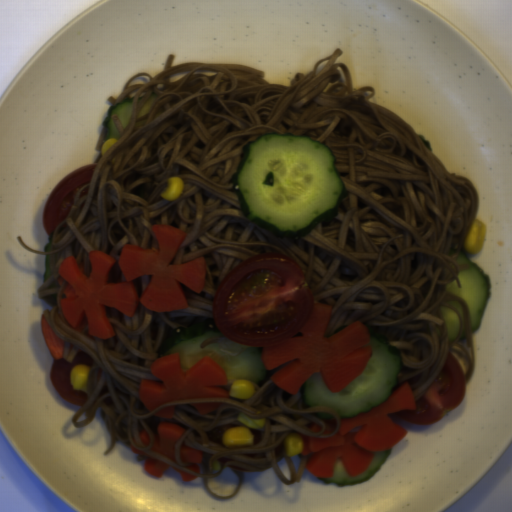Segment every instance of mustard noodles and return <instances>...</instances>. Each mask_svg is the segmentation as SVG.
<instances>
[{
    "mask_svg": "<svg viewBox=\"0 0 512 512\" xmlns=\"http://www.w3.org/2000/svg\"><path fill=\"white\" fill-rule=\"evenodd\" d=\"M343 49L320 60L308 74L296 73L288 86L266 81L264 71L241 63H181L167 55L163 71L152 76L138 73L125 84L112 106L134 98L126 127L118 115L112 122L120 134L113 147L102 154L107 141L103 125L95 149L98 151L91 181L75 194L66 219L49 234L44 251L49 255L50 275L37 291L51 306L44 310L51 330L64 340V356L72 362L77 353L93 360L86 402L73 415L75 428L87 425L98 408L111 445L116 442L201 478L203 488L214 499H232L242 485V472L272 469L283 484L300 481L311 454L287 456L284 440L289 433L318 439L338 433L341 418L328 405L306 407L299 391L291 394L272 380L285 364L269 369L263 384L247 399L230 396L238 379H228V397L177 400L150 412L140 398L142 379L163 382L151 371L157 348L172 331L213 319V302L226 275L240 262L262 254L284 256L302 271L312 304H328L330 318L324 336L332 337L354 322L365 325L368 334L388 337L401 356L400 370L392 392L407 382L414 400L426 391L442 371L447 356L458 360L465 385L475 371L476 355L467 302L447 291L446 285L468 270L459 264L467 233L478 215V191L473 182L449 172L435 156L429 142L405 119L371 102L374 86L354 89L352 74L336 62ZM191 70V71H190ZM190 71L169 81L170 75ZM148 75L147 84L129 85ZM151 92L159 95L150 112L137 113ZM306 135L327 145L337 160L345 189L339 213L301 237L277 238L248 220L233 188L243 144L260 135ZM180 176L181 195L166 200L161 194L167 179ZM170 226L186 233L172 265L198 256L206 259L205 286L199 294L180 283L188 308L153 312L139 303L128 317L114 307L106 316L114 337L89 335L88 326L76 332L68 326L59 308L66 280L59 286V265L74 255L91 273L88 254L102 250L116 261L109 283L125 281L117 264L123 245L158 248L152 225ZM447 300L461 303L465 314L466 339L459 341L462 320ZM455 310L458 338L448 340V329L440 307ZM221 402L223 405L200 415L192 404ZM175 405L172 419L154 413ZM245 413L264 418L262 428L250 429L237 417ZM334 417L337 428L322 435V418ZM185 428L176 442L177 463L150 451L160 423ZM245 426L254 436L253 445L225 448L221 436ZM147 430L149 446L142 445L139 431ZM202 450L200 473L184 468L191 463L179 459L182 445ZM287 461L291 479L278 467ZM225 467L236 474L239 486L232 496L216 497L207 486Z\"/></svg>",
    "mask_w": 512,
    "mask_h": 512,
    "instance_id": "obj_1",
    "label": "mustard noodles"
},
{
    "mask_svg": "<svg viewBox=\"0 0 512 512\" xmlns=\"http://www.w3.org/2000/svg\"><path fill=\"white\" fill-rule=\"evenodd\" d=\"M148 458L146 456H143L141 454H139L138 457H136V461L139 463V462H142V461H146Z\"/></svg>",
    "mask_w": 512,
    "mask_h": 512,
    "instance_id": "obj_2",
    "label": "mustard noodles"
}]
</instances>
